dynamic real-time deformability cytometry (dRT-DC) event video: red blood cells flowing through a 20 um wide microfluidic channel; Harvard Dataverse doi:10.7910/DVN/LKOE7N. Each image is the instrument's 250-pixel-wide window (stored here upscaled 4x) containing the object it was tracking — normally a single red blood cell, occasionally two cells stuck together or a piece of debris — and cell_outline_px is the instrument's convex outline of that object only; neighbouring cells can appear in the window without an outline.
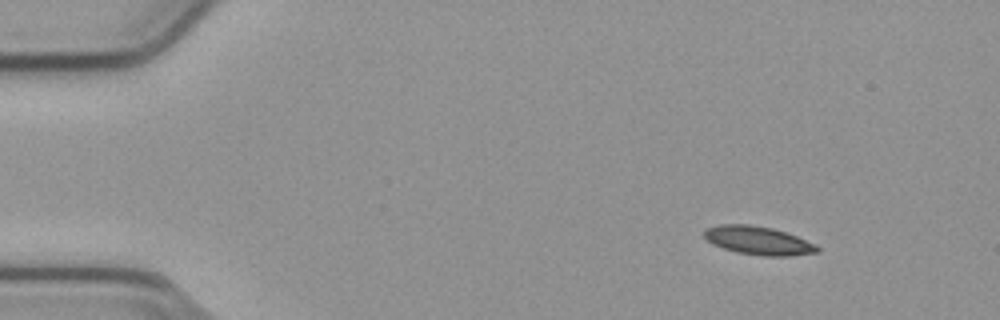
{"species": "common noctule bat (a hibernating species)", "species_latin": "Nyctalus noctula", "temperature_condition": "cold", "stored_images_in_passage": 49, "camera_frame_rate_fps": 3000, "um_per_image_px": 0.085, "animal": {"sex": "male", "body_mass_g": 23.1, "forearm_length_mm": 52.7}, "frame": {"image": 1, "passage_image": 1, "time_ms": 0.0, "image_size_px": [1000, 320], "cell_outline_px": [[820, 252], [788, 256], [764, 256], [736, 252], [712, 244], [704, 236], [704, 232], [708, 228], [720, 224], [748, 224], [772, 228], [796, 236], [816, 244], [820, 248]], "centroid_in_image_um": [64.48, 20.45], "position_along_channel_um": 20.5, "area_um2": 18.61}}
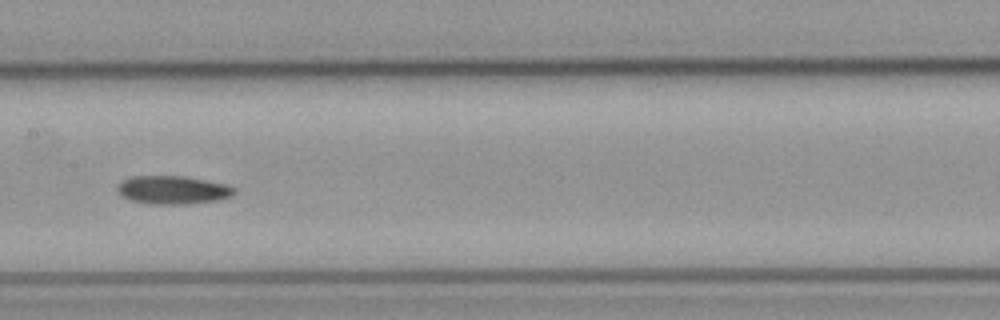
{"frame": {"image": 2, "passage_image": 22, "time_ms": 7.0, "image_size_px": [1000, 320], "cell_outline_px": [[236, 192], [232, 196], [220, 200], [188, 204], [152, 204], [132, 200], [120, 196], [116, 188], [124, 180], [132, 176], [184, 176], [228, 184], [236, 188]], "centroid_in_image_um": [14.74, 16.15], "position_along_channel_um": 192.7, "area_um2": 19.42}}
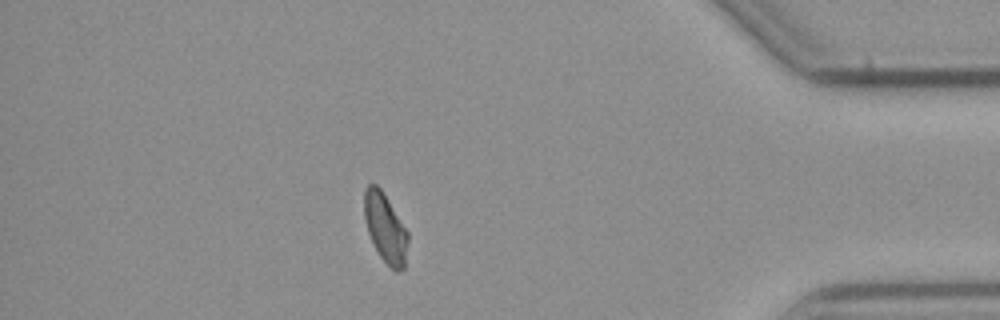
{"frame": {"image": 3, "passage_image": 42, "time_ms": 13.667, "image_size_px": [1000, 320], "cell_outline_px": [[408, 240], [404, 268], [400, 272], [396, 272], [380, 256], [368, 232], [364, 216], [364, 188], [368, 184], [376, 184], [380, 188], [388, 200], [408, 232]], "centroid_in_image_um": [32.75, 19.36], "position_along_channel_um": 402.5, "area_um2": 17.34}}